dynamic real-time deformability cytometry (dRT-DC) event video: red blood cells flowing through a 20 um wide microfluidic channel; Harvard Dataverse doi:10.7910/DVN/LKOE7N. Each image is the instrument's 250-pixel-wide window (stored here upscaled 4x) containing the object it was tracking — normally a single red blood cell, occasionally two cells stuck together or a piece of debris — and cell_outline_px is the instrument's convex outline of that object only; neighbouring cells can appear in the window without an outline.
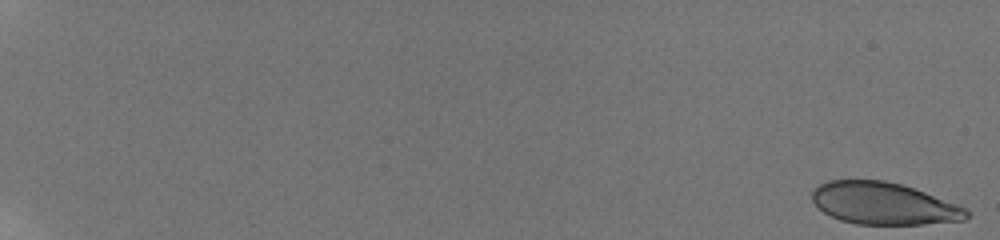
{"species": "human", "species_latin": "Homo sapiens", "temperature_condition": "room temperature", "stored_images_in_passage": 35, "camera_frame_rate_fps": 3000, "um_per_image_px": 0.085, "donor": {"sex": "male"}, "frame": {"image": 1, "passage_image": 1, "time_ms": 0.0, "image_size_px": [1000, 240], "cell_outline_px": [[972, 216], [964, 220], [924, 224], [856, 224], [840, 220], [824, 212], [812, 200], [812, 192], [820, 184], [828, 180], [884, 180], [900, 184], [924, 192], [956, 204], [972, 212]], "centroid_in_image_um": [75.13, 17.3], "position_along_channel_um": 9.9, "area_um2": 37.63}}
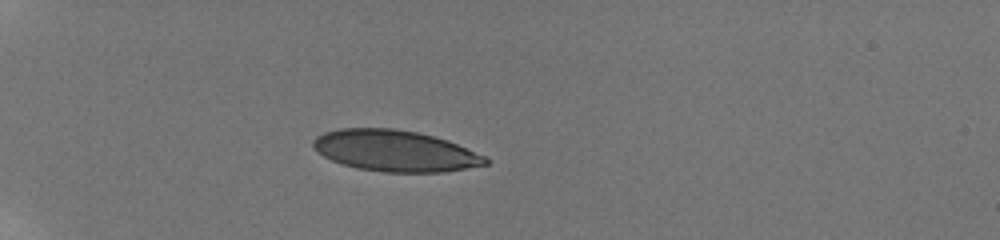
{"frame": {"image": 2, "passage_image": 24, "time_ms": 6.333, "image_size_px": [1000, 240], "cell_outline_px": [[488, 164], [440, 172], [384, 172], [356, 168], [332, 160], [324, 156], [312, 144], [312, 140], [316, 136], [324, 132], [340, 128], [392, 128], [416, 132], [448, 140], [488, 156]], "centroid_in_image_um": [33.6, 12.81], "position_along_channel_um": 51.4, "area_um2": 41.21}}
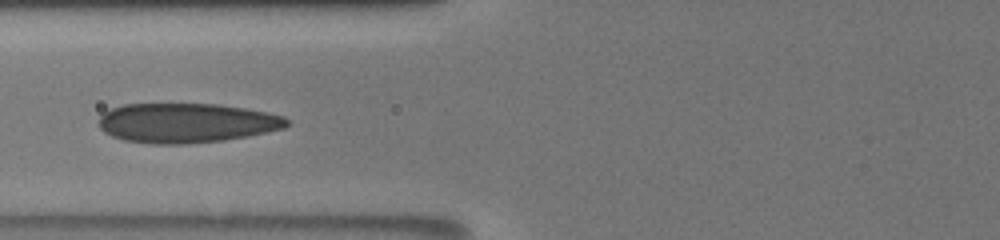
{"frame": {"image": 3, "passage_image": 34, "time_ms": 9.0, "image_size_px": [1000, 240], "cell_outline_px": [[288, 124], [284, 128], [248, 136], [224, 140], [188, 144], [148, 144], [124, 140], [112, 136], [104, 132], [100, 128], [100, 116], [104, 112], [112, 108], [124, 104], [220, 104], [268, 112], [284, 116], [288, 120]], "centroid_in_image_um": [15.85, 10.45], "position_along_channel_um": 110.0, "area_um2": 43.52}}